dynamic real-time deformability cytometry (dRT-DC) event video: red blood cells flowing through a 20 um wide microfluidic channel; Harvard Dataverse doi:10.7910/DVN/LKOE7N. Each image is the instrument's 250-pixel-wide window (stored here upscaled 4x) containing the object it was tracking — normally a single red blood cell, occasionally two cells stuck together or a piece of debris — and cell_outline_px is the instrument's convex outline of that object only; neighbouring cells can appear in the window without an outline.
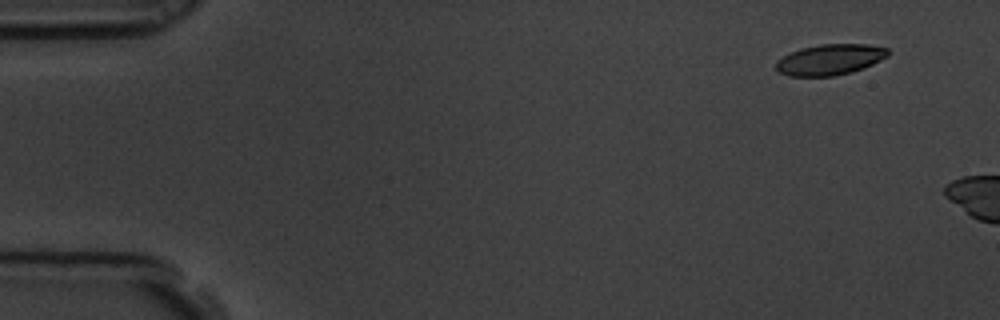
{"species": "common noctule bat (a hibernating species)", "species_latin": "Nyctalus noctula", "temperature_condition": "room temperature", "stored_images_in_passage": 3, "camera_frame_rate_fps": 3000, "um_per_image_px": 0.085, "animal": {"sex": "male", "body_mass_g": 19.5, "forearm_length_mm": 54.6}, "frame": {"image": 1, "passage_image": 1, "time_ms": 0.0, "image_size_px": [1000, 320], "cell_outline_px": [[892, 52], [888, 56], [872, 64], [852, 72], [832, 76], [788, 76], [780, 72], [776, 68], [776, 60], [800, 48], [820, 44], [868, 44], [888, 48]], "centroid_in_image_um": [70.57, 5.06], "position_along_channel_um": 14.4, "area_um2": 20.11}}